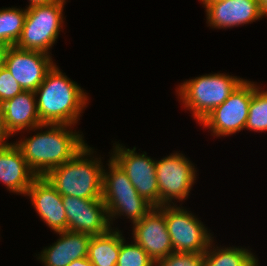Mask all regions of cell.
<instances>
[{
  "mask_svg": "<svg viewBox=\"0 0 267 266\" xmlns=\"http://www.w3.org/2000/svg\"><path fill=\"white\" fill-rule=\"evenodd\" d=\"M68 266H93L90 260L85 258H80L74 261H71V263Z\"/></svg>",
  "mask_w": 267,
  "mask_h": 266,
  "instance_id": "f1b7e54d",
  "label": "cell"
},
{
  "mask_svg": "<svg viewBox=\"0 0 267 266\" xmlns=\"http://www.w3.org/2000/svg\"><path fill=\"white\" fill-rule=\"evenodd\" d=\"M132 238L154 262L174 252L165 222V206L152 208L140 221L133 223Z\"/></svg>",
  "mask_w": 267,
  "mask_h": 266,
  "instance_id": "7c38bea8",
  "label": "cell"
},
{
  "mask_svg": "<svg viewBox=\"0 0 267 266\" xmlns=\"http://www.w3.org/2000/svg\"><path fill=\"white\" fill-rule=\"evenodd\" d=\"M245 129L258 133L267 131V89L261 86L252 94Z\"/></svg>",
  "mask_w": 267,
  "mask_h": 266,
  "instance_id": "603a6c76",
  "label": "cell"
},
{
  "mask_svg": "<svg viewBox=\"0 0 267 266\" xmlns=\"http://www.w3.org/2000/svg\"><path fill=\"white\" fill-rule=\"evenodd\" d=\"M117 143H113L110 157L123 169L139 195L159 207L156 159L146 156V152L137 153L135 146L130 149Z\"/></svg>",
  "mask_w": 267,
  "mask_h": 266,
  "instance_id": "9c48e42d",
  "label": "cell"
},
{
  "mask_svg": "<svg viewBox=\"0 0 267 266\" xmlns=\"http://www.w3.org/2000/svg\"><path fill=\"white\" fill-rule=\"evenodd\" d=\"M10 45L0 42V69L5 66V58Z\"/></svg>",
  "mask_w": 267,
  "mask_h": 266,
  "instance_id": "83f0119b",
  "label": "cell"
},
{
  "mask_svg": "<svg viewBox=\"0 0 267 266\" xmlns=\"http://www.w3.org/2000/svg\"><path fill=\"white\" fill-rule=\"evenodd\" d=\"M72 128L73 125L66 124H42L29 130V133L40 130L38 133L15 141L37 177H44L51 169L71 160L87 144L83 133Z\"/></svg>",
  "mask_w": 267,
  "mask_h": 266,
  "instance_id": "6da1fadb",
  "label": "cell"
},
{
  "mask_svg": "<svg viewBox=\"0 0 267 266\" xmlns=\"http://www.w3.org/2000/svg\"><path fill=\"white\" fill-rule=\"evenodd\" d=\"M205 8L206 23L213 29H230L262 19L258 0H222Z\"/></svg>",
  "mask_w": 267,
  "mask_h": 266,
  "instance_id": "5bb4252c",
  "label": "cell"
},
{
  "mask_svg": "<svg viewBox=\"0 0 267 266\" xmlns=\"http://www.w3.org/2000/svg\"><path fill=\"white\" fill-rule=\"evenodd\" d=\"M26 18V8L0 9V42L14 46L19 40Z\"/></svg>",
  "mask_w": 267,
  "mask_h": 266,
  "instance_id": "44dd1931",
  "label": "cell"
},
{
  "mask_svg": "<svg viewBox=\"0 0 267 266\" xmlns=\"http://www.w3.org/2000/svg\"><path fill=\"white\" fill-rule=\"evenodd\" d=\"M214 239L204 253V266H258L259 259L243 247H218ZM213 246V247H212Z\"/></svg>",
  "mask_w": 267,
  "mask_h": 266,
  "instance_id": "ffe728a7",
  "label": "cell"
},
{
  "mask_svg": "<svg viewBox=\"0 0 267 266\" xmlns=\"http://www.w3.org/2000/svg\"><path fill=\"white\" fill-rule=\"evenodd\" d=\"M259 9L262 18L267 16V0H258Z\"/></svg>",
  "mask_w": 267,
  "mask_h": 266,
  "instance_id": "4dcf8cb0",
  "label": "cell"
},
{
  "mask_svg": "<svg viewBox=\"0 0 267 266\" xmlns=\"http://www.w3.org/2000/svg\"><path fill=\"white\" fill-rule=\"evenodd\" d=\"M56 234L59 239L36 254L43 266H68L71 261L88 256L91 235L70 230Z\"/></svg>",
  "mask_w": 267,
  "mask_h": 266,
  "instance_id": "2e32d148",
  "label": "cell"
},
{
  "mask_svg": "<svg viewBox=\"0 0 267 266\" xmlns=\"http://www.w3.org/2000/svg\"><path fill=\"white\" fill-rule=\"evenodd\" d=\"M156 176L160 207L185 202L198 175L192 161L176 151L156 160Z\"/></svg>",
  "mask_w": 267,
  "mask_h": 266,
  "instance_id": "8992f818",
  "label": "cell"
},
{
  "mask_svg": "<svg viewBox=\"0 0 267 266\" xmlns=\"http://www.w3.org/2000/svg\"><path fill=\"white\" fill-rule=\"evenodd\" d=\"M103 169L102 195L138 193L123 169L111 158Z\"/></svg>",
  "mask_w": 267,
  "mask_h": 266,
  "instance_id": "7402d4cb",
  "label": "cell"
},
{
  "mask_svg": "<svg viewBox=\"0 0 267 266\" xmlns=\"http://www.w3.org/2000/svg\"><path fill=\"white\" fill-rule=\"evenodd\" d=\"M155 266H204V254L172 252L156 261Z\"/></svg>",
  "mask_w": 267,
  "mask_h": 266,
  "instance_id": "d4e9b609",
  "label": "cell"
},
{
  "mask_svg": "<svg viewBox=\"0 0 267 266\" xmlns=\"http://www.w3.org/2000/svg\"><path fill=\"white\" fill-rule=\"evenodd\" d=\"M95 152L86 144L71 160L51 169L44 177L61 196L102 200L103 157Z\"/></svg>",
  "mask_w": 267,
  "mask_h": 266,
  "instance_id": "3957f363",
  "label": "cell"
},
{
  "mask_svg": "<svg viewBox=\"0 0 267 266\" xmlns=\"http://www.w3.org/2000/svg\"><path fill=\"white\" fill-rule=\"evenodd\" d=\"M116 266H155V262L138 243L128 244L123 238Z\"/></svg>",
  "mask_w": 267,
  "mask_h": 266,
  "instance_id": "cb8c5ba5",
  "label": "cell"
},
{
  "mask_svg": "<svg viewBox=\"0 0 267 266\" xmlns=\"http://www.w3.org/2000/svg\"><path fill=\"white\" fill-rule=\"evenodd\" d=\"M54 64L52 56L47 53L24 50L15 45L9 47L5 58V67L23 91H35Z\"/></svg>",
  "mask_w": 267,
  "mask_h": 266,
  "instance_id": "30bf717a",
  "label": "cell"
},
{
  "mask_svg": "<svg viewBox=\"0 0 267 266\" xmlns=\"http://www.w3.org/2000/svg\"><path fill=\"white\" fill-rule=\"evenodd\" d=\"M165 222L174 252L204 254L214 239L205 224L180 204L165 206Z\"/></svg>",
  "mask_w": 267,
  "mask_h": 266,
  "instance_id": "ba28073f",
  "label": "cell"
},
{
  "mask_svg": "<svg viewBox=\"0 0 267 266\" xmlns=\"http://www.w3.org/2000/svg\"><path fill=\"white\" fill-rule=\"evenodd\" d=\"M42 124L75 125L89 104V95L63 73L56 63L34 91Z\"/></svg>",
  "mask_w": 267,
  "mask_h": 266,
  "instance_id": "7a4b0ae2",
  "label": "cell"
},
{
  "mask_svg": "<svg viewBox=\"0 0 267 266\" xmlns=\"http://www.w3.org/2000/svg\"><path fill=\"white\" fill-rule=\"evenodd\" d=\"M123 238L118 227L111 228L104 234L92 236L87 258L93 266H116Z\"/></svg>",
  "mask_w": 267,
  "mask_h": 266,
  "instance_id": "d6986e66",
  "label": "cell"
},
{
  "mask_svg": "<svg viewBox=\"0 0 267 266\" xmlns=\"http://www.w3.org/2000/svg\"><path fill=\"white\" fill-rule=\"evenodd\" d=\"M102 200L107 207L111 228L115 218L124 216L131 223L140 221L154 206L139 193H125L118 195H102ZM114 220V221H113Z\"/></svg>",
  "mask_w": 267,
  "mask_h": 266,
  "instance_id": "ac0fdd59",
  "label": "cell"
},
{
  "mask_svg": "<svg viewBox=\"0 0 267 266\" xmlns=\"http://www.w3.org/2000/svg\"><path fill=\"white\" fill-rule=\"evenodd\" d=\"M62 201L67 216V230L96 236L111 229L103 200L62 196Z\"/></svg>",
  "mask_w": 267,
  "mask_h": 266,
  "instance_id": "8fae6325",
  "label": "cell"
},
{
  "mask_svg": "<svg viewBox=\"0 0 267 266\" xmlns=\"http://www.w3.org/2000/svg\"><path fill=\"white\" fill-rule=\"evenodd\" d=\"M11 136L4 123V111H3V102L0 101V145L8 143V139Z\"/></svg>",
  "mask_w": 267,
  "mask_h": 266,
  "instance_id": "4316f807",
  "label": "cell"
},
{
  "mask_svg": "<svg viewBox=\"0 0 267 266\" xmlns=\"http://www.w3.org/2000/svg\"><path fill=\"white\" fill-rule=\"evenodd\" d=\"M36 178L14 142L0 145V181L10 193L25 196Z\"/></svg>",
  "mask_w": 267,
  "mask_h": 266,
  "instance_id": "9a60e30c",
  "label": "cell"
},
{
  "mask_svg": "<svg viewBox=\"0 0 267 266\" xmlns=\"http://www.w3.org/2000/svg\"><path fill=\"white\" fill-rule=\"evenodd\" d=\"M22 91L23 89L11 75L10 71L5 66L0 69V101L4 102L14 98Z\"/></svg>",
  "mask_w": 267,
  "mask_h": 266,
  "instance_id": "484cf974",
  "label": "cell"
},
{
  "mask_svg": "<svg viewBox=\"0 0 267 266\" xmlns=\"http://www.w3.org/2000/svg\"><path fill=\"white\" fill-rule=\"evenodd\" d=\"M257 82L245 79L236 90L217 106L199 125L218 137L231 136L245 130L253 92L260 87Z\"/></svg>",
  "mask_w": 267,
  "mask_h": 266,
  "instance_id": "52a82bcc",
  "label": "cell"
},
{
  "mask_svg": "<svg viewBox=\"0 0 267 266\" xmlns=\"http://www.w3.org/2000/svg\"><path fill=\"white\" fill-rule=\"evenodd\" d=\"M67 0L26 8V18L16 47L51 54L64 25V6ZM62 29V30H61Z\"/></svg>",
  "mask_w": 267,
  "mask_h": 266,
  "instance_id": "5b68a950",
  "label": "cell"
},
{
  "mask_svg": "<svg viewBox=\"0 0 267 266\" xmlns=\"http://www.w3.org/2000/svg\"><path fill=\"white\" fill-rule=\"evenodd\" d=\"M245 79L224 73H210L187 79L176 88L183 108L192 112L199 124L221 105Z\"/></svg>",
  "mask_w": 267,
  "mask_h": 266,
  "instance_id": "277c9868",
  "label": "cell"
},
{
  "mask_svg": "<svg viewBox=\"0 0 267 266\" xmlns=\"http://www.w3.org/2000/svg\"><path fill=\"white\" fill-rule=\"evenodd\" d=\"M25 196H29L38 216L54 233L67 231V216L62 196L45 177H37Z\"/></svg>",
  "mask_w": 267,
  "mask_h": 266,
  "instance_id": "4fadbf2b",
  "label": "cell"
},
{
  "mask_svg": "<svg viewBox=\"0 0 267 266\" xmlns=\"http://www.w3.org/2000/svg\"><path fill=\"white\" fill-rule=\"evenodd\" d=\"M218 1H222V0H200V2H202V5H204L203 7L205 8L207 5H209L210 3H215Z\"/></svg>",
  "mask_w": 267,
  "mask_h": 266,
  "instance_id": "1f68e13d",
  "label": "cell"
},
{
  "mask_svg": "<svg viewBox=\"0 0 267 266\" xmlns=\"http://www.w3.org/2000/svg\"><path fill=\"white\" fill-rule=\"evenodd\" d=\"M4 123L8 133L13 137L42 125L37 110L34 91H22L14 98L3 102Z\"/></svg>",
  "mask_w": 267,
  "mask_h": 266,
  "instance_id": "e0dca14e",
  "label": "cell"
},
{
  "mask_svg": "<svg viewBox=\"0 0 267 266\" xmlns=\"http://www.w3.org/2000/svg\"><path fill=\"white\" fill-rule=\"evenodd\" d=\"M29 5H27V8L33 7V6H39V5H47L50 3H54L58 0H28Z\"/></svg>",
  "mask_w": 267,
  "mask_h": 266,
  "instance_id": "f546056e",
  "label": "cell"
}]
</instances>
